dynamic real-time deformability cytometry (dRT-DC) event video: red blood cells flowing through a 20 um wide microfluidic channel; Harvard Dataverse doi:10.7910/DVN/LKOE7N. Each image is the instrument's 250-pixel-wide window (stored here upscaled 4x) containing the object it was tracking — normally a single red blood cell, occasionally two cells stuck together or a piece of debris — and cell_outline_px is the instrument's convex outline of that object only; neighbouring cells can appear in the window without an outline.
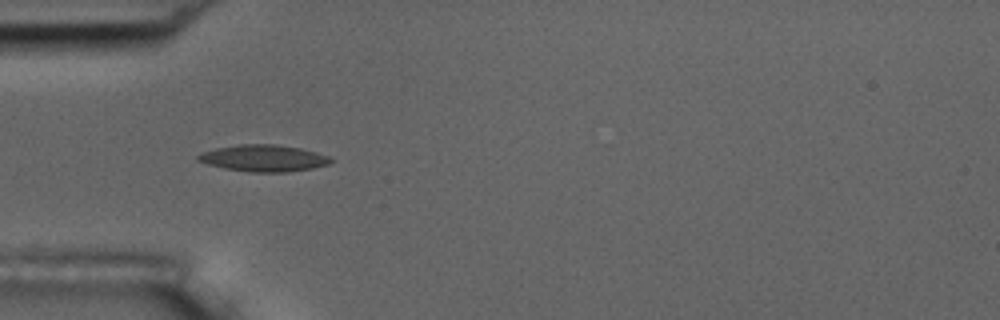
{"species": "common noctule bat (a hibernating species)", "species_latin": "Nyctalus noctula", "temperature_condition": "room temperature", "stored_images_in_passage": 7, "camera_frame_rate_fps": 3000, "um_per_image_px": 0.085, "animal": {"sex": "male", "body_mass_g": 17.5, "forearm_length_mm": 52.3}, "frame": {"image": 1, "passage_image": 4, "time_ms": 4.0, "image_size_px": [1000, 320], "cell_outline_px": [[332, 160], [328, 164], [312, 168], [288, 172], [248, 172], [224, 168], [208, 164], [196, 160], [196, 156], [200, 152], [216, 148], [240, 144], [276, 144], [300, 148], [316, 152], [328, 156]], "centroid_in_image_um": [22.36, 13.44], "position_along_channel_um": 62.6, "area_um2": 20.63}}
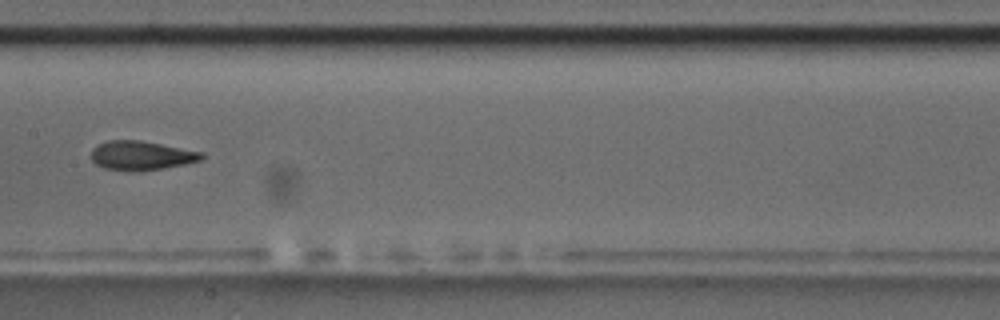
{"frame": {"image": 2, "passage_image": 7, "time_ms": 7.667, "image_size_px": [1000, 320], "cell_outline_px": [[204, 160], [164, 168], [140, 172], [132, 172], [104, 168], [96, 164], [92, 160], [92, 148], [108, 140], [140, 140], [204, 152]], "centroid_in_image_um": [12.04, 13.23], "position_along_channel_um": 195.4, "area_um2": 18.96}}